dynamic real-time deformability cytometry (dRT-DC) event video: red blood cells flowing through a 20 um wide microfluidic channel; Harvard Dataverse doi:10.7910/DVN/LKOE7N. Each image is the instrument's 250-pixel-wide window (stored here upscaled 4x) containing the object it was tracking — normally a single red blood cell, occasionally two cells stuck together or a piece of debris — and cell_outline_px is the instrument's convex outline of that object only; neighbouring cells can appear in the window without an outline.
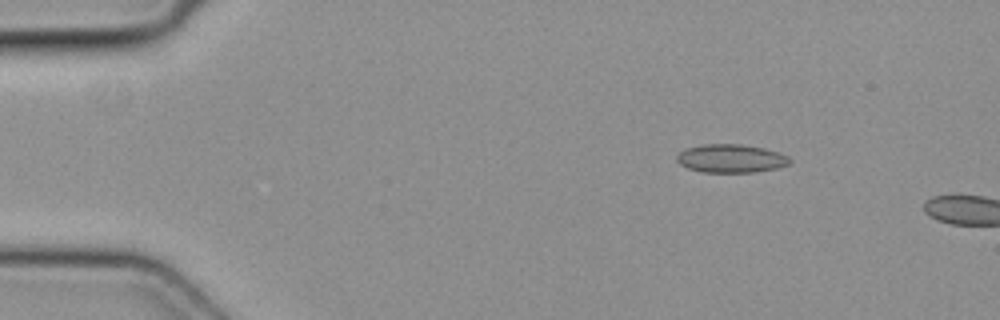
{"species": "common noctule bat (a hibernating species)", "species_latin": "Nyctalus noctula", "temperature_condition": "cold", "stored_images_in_passage": 8, "camera_frame_rate_fps": 3000, "um_per_image_px": 0.085, "animal": {"sex": "female", "body_mass_g": 19.3, "forearm_length_mm": 54.1}, "frame": {"image": 1, "passage_image": 5, "time_ms": 1.333, "image_size_px": [1000, 320], "cell_outline_px": [[792, 160], [788, 164], [776, 168], [752, 172], [700, 172], [688, 168], [680, 164], [676, 160], [676, 156], [684, 148], [704, 144], [740, 144], [764, 148], [788, 156]], "centroid_in_image_um": [62.09, 13.46], "position_along_channel_um": 22.9, "area_um2": 18.61}}